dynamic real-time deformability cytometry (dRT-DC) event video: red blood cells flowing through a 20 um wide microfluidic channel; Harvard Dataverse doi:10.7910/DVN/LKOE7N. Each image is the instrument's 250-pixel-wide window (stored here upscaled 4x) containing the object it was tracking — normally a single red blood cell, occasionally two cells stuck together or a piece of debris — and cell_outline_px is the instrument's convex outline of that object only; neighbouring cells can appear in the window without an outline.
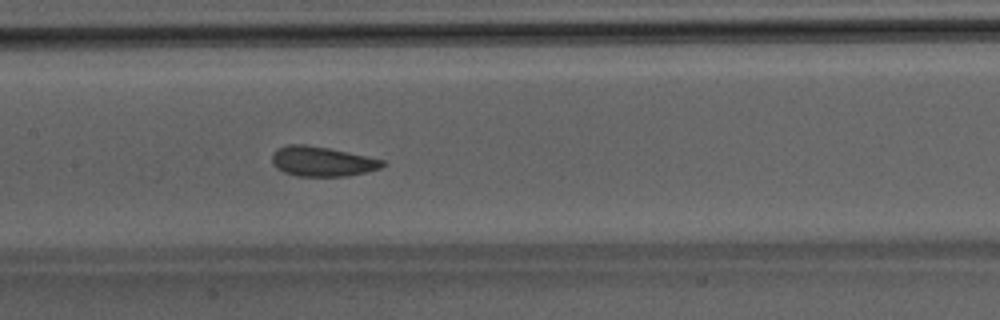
{"species": "Egyptian fruit bat (a non-hibernating species)", "species_latin": "Rousettus aegyptiacus", "temperature_condition": "room temperature", "stored_images_in_passage": 49, "camera_frame_rate_fps": 3000, "um_per_image_px": 0.085, "animal": {"sex": "male"}, "frame": {"image": 1, "passage_image": 24, "time_ms": 7.667, "image_size_px": [1000, 320], "cell_outline_px": [[388, 164], [380, 168], [348, 176], [296, 176], [284, 172], [276, 168], [272, 164], [272, 156], [276, 148], [288, 144], [304, 144], [328, 148], [348, 152], [384, 160]], "centroid_in_image_um": [27.36, 13.72], "position_along_channel_um": 180.0, "area_um2": 19.25}}
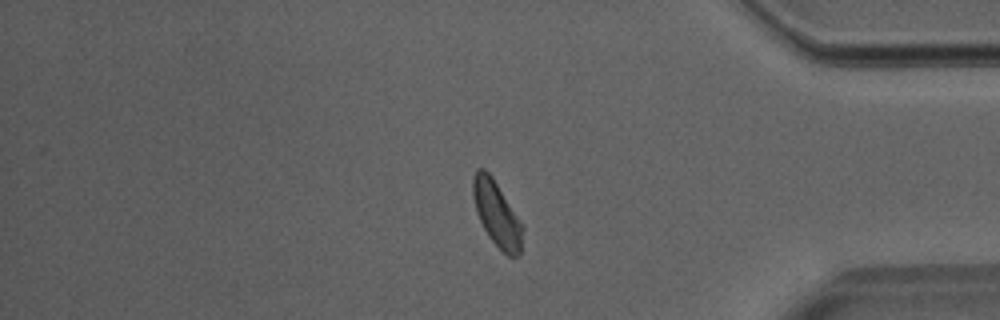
{"frame": {"image": 2, "passage_image": 41, "time_ms": 13.333, "image_size_px": [1000, 320], "cell_outline_px": [[524, 228], [520, 252], [516, 256], [508, 256], [488, 236], [476, 212], [472, 196], [472, 176], [476, 168], [484, 168], [492, 176]], "centroid_in_image_um": [42.19, 18.14], "position_along_channel_um": 393.0, "area_um2": 18.61}}
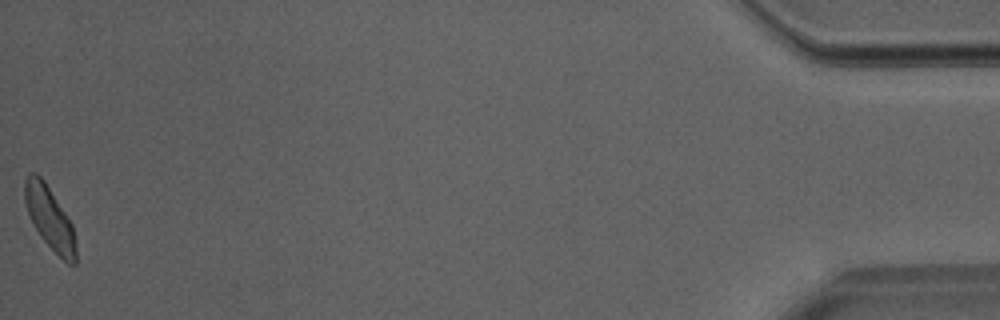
{"frame": {"image": 3, "passage_image": 49, "time_ms": 16.0, "image_size_px": [1000, 320], "cell_outline_px": [[76, 264], [68, 264], [40, 236], [28, 212], [24, 200], [24, 180], [28, 172], [36, 172], [44, 180], [72, 224], [76, 248]], "centroid_in_image_um": [4.21, 18.49], "position_along_channel_um": 431.0, "area_um2": 18.32}}